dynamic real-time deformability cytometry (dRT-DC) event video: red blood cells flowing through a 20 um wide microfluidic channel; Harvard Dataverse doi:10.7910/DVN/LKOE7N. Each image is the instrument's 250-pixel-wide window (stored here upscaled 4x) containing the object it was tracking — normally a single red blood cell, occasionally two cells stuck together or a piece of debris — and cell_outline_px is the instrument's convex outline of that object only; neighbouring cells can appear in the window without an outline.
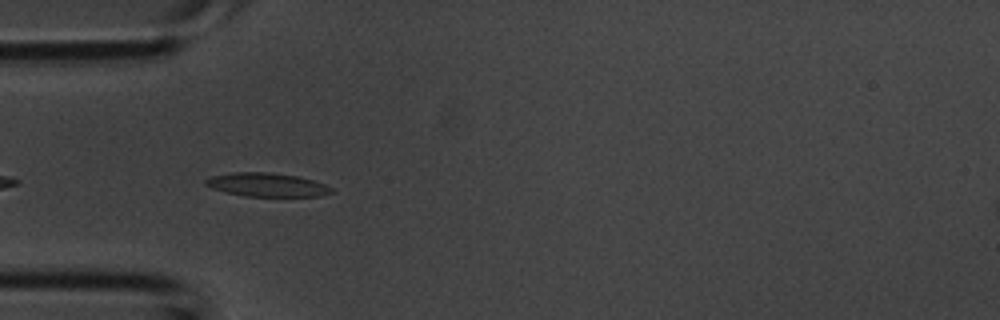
{"species": "common noctule bat (a hibernating species)", "species_latin": "Nyctalus noctula", "temperature_condition": "room temperature", "stored_images_in_passage": 29, "camera_frame_rate_fps": 3000, "um_per_image_px": 0.085, "animal": {"sex": "male", "body_mass_g": 20.1, "forearm_length_mm": 53.5}, "frame": {"image": 1, "passage_image": 2, "time_ms": 0.333, "image_size_px": [1000, 320], "cell_outline_px": [[332, 192], [320, 196], [244, 196], [212, 188], [204, 184], [204, 180], [212, 176], [232, 172], [268, 172], [296, 176], [312, 180], [324, 184], [332, 188]], "centroid_in_image_um": [22.66, 15.7], "position_along_channel_um": 62.3, "area_um2": 17.11}}
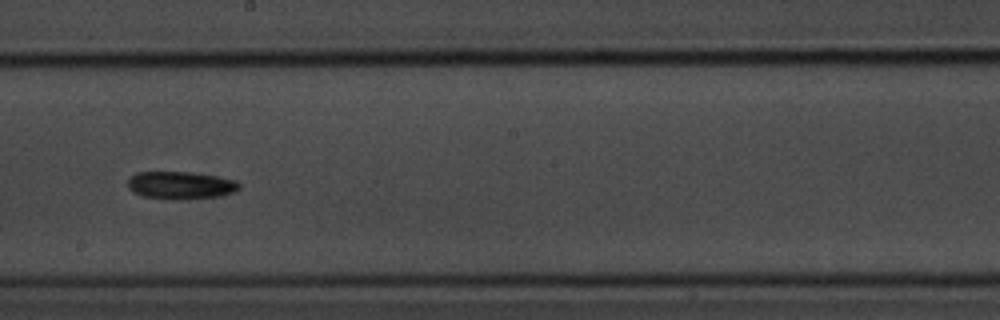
{"frame": {"image": 2, "passage_image": 12, "time_ms": 3.667, "image_size_px": [1000, 320], "cell_outline_px": [[240, 188], [236, 192], [220, 196], [176, 200], [168, 200], [140, 196], [132, 192], [128, 188], [128, 180], [136, 172], [192, 172], [216, 176], [236, 180], [240, 184]], "centroid_in_image_um": [15.35, 15.76], "position_along_channel_um": 232.9, "area_um2": 18.26}}
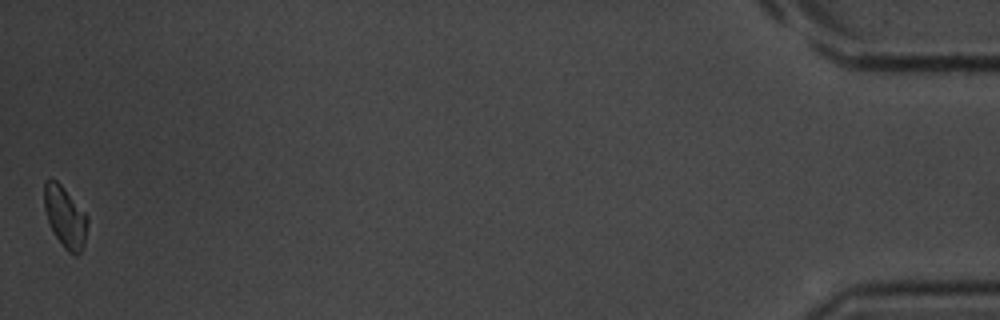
{"frame": {"image": 3, "passage_image": 29, "time_ms": 9.333, "image_size_px": [1000, 320], "cell_outline_px": [[88, 224], [84, 244], [80, 252], [76, 256], [68, 252], [64, 248], [48, 224], [44, 208], [44, 180], [56, 180], [64, 188], [88, 216]], "centroid_in_image_um": [5.53, 18.45], "position_along_channel_um": 429.7, "area_um2": 15.43}}